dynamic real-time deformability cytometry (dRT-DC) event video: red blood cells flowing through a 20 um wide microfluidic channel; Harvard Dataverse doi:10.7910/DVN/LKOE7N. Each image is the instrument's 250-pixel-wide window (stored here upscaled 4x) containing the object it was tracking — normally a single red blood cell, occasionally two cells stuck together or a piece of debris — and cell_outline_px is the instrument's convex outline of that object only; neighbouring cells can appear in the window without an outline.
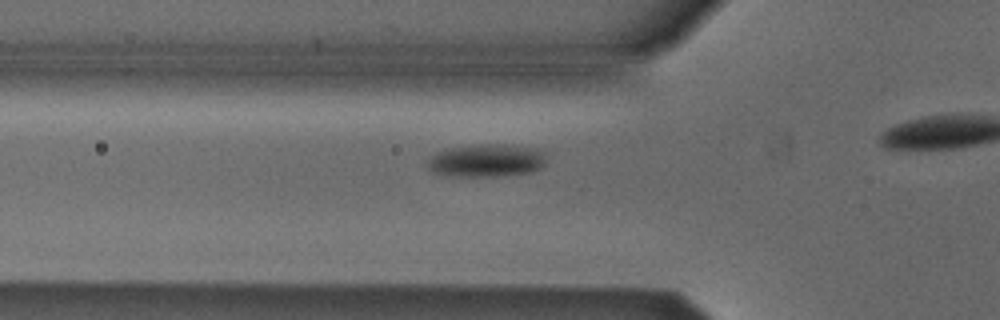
{"species": "Egyptian fruit bat (a non-hibernating species)", "species_latin": "Rousettus aegyptiacus", "temperature_condition": "cold", "stored_images_in_passage": 3, "segment_of_instrument_passage": [1, 2], "camera_frame_rate_fps": 3000, "um_per_image_px": 0.085, "animal": {"sex": "male"}, "frame": {"image": 1, "passage_image": 2, "time_ms": 0.333, "image_size_px": [1000, 320], "cell_outline_px": [[548, 152], [544, 164], [540, 168], [532, 172], [496, 176], [452, 176], [432, 172], [424, 164], [436, 152], [452, 148], [488, 144], [504, 144], [528, 148]], "centroid_in_image_um": [41.35, 13.66], "position_along_channel_um": 84.5, "area_um2": 22.6}}